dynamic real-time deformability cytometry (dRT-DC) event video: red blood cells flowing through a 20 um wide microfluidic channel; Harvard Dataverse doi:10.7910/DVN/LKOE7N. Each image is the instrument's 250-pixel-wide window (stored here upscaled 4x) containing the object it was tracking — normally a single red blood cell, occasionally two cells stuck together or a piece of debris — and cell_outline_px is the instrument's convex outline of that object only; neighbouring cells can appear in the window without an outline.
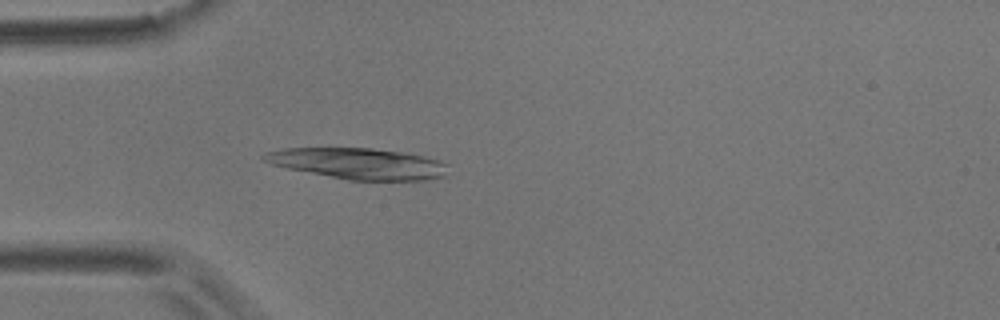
{"species": "common noctule bat (a hibernating species)", "species_latin": "Nyctalus noctula", "temperature_condition": "room temperature", "stored_images_in_passage": 54, "camera_frame_rate_fps": 3000, "um_per_image_px": 0.085, "animal": {"sex": "male", "body_mass_g": 17.9}, "frame": {"image": 1, "passage_image": 15, "time_ms": 4.667, "image_size_px": [1000, 320], "cell_outline_px": [[448, 176], [424, 180], [348, 180], [288, 168], [272, 164], [260, 160], [260, 156], [264, 152], [284, 148], [372, 148], [400, 152], [424, 156], [440, 160], [448, 164]], "centroid_in_image_um": [30.46, 13.9], "position_along_channel_um": 54.5, "area_um2": 33.47}}
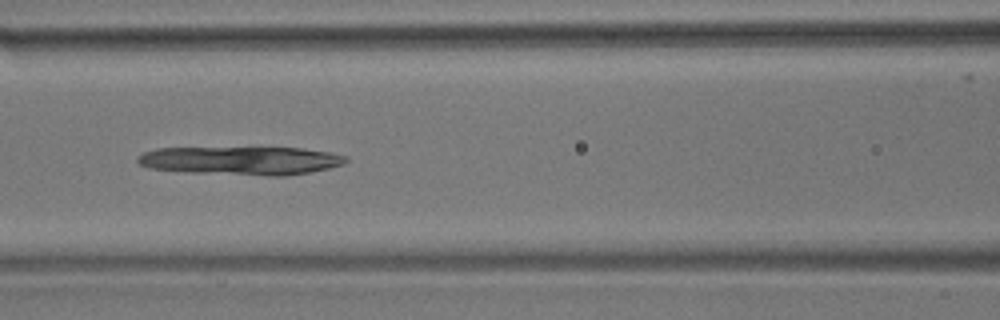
{"frame": {"image": 2, "passage_image": 23, "time_ms": 7.333, "image_size_px": [1000, 320], "cell_outline_px": [[348, 160], [344, 164], [328, 168], [308, 172], [284, 176], [268, 176], [192, 172], [148, 168], [140, 164], [136, 160], [136, 156], [144, 152], [156, 148], [300, 148], [332, 152], [348, 156]], "centroid_in_image_um": [20.51, 13.65], "position_along_channel_um": 146.1, "area_um2": 34.45}}
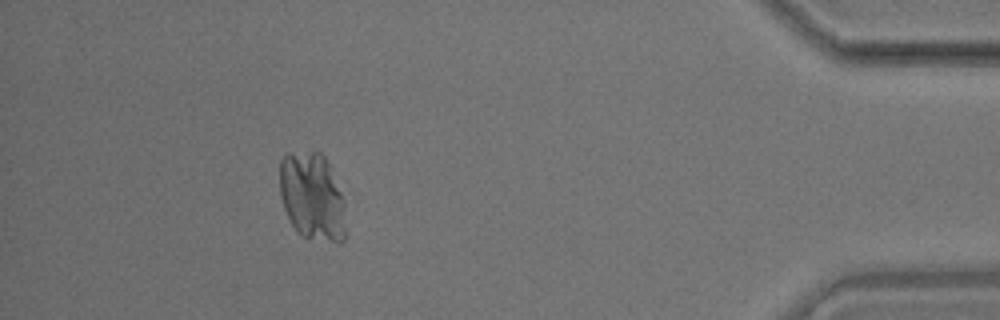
{"frame": {"image": 3, "passage_image": 49, "time_ms": 16.0, "image_size_px": [1000, 320], "cell_outline_px": [[344, 240], [340, 244], [336, 244], [300, 236], [296, 232], [284, 208], [280, 196], [280, 160], [288, 152], [320, 152], [324, 156], [328, 164], [340, 192], [344, 204]], "centroid_in_image_um": [26.51, 16.74], "position_along_channel_um": 408.7, "area_um2": 33.76}}